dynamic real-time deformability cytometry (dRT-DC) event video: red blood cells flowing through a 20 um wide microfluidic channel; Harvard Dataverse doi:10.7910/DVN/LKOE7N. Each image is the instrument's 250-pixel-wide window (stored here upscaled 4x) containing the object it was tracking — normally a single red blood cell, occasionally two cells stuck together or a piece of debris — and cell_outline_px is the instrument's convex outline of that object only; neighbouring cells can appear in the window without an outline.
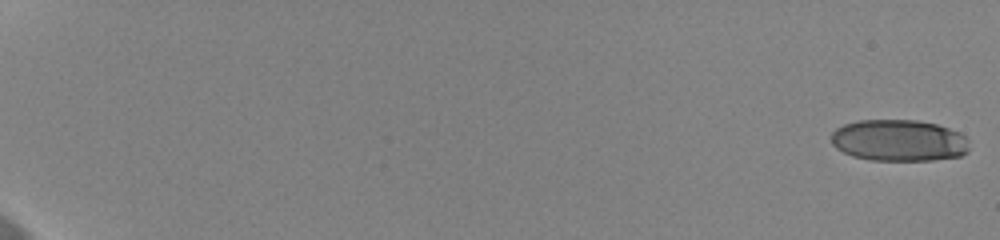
{"species": "human", "species_latin": "Homo sapiens", "temperature_condition": "cold", "stored_images_in_passage": 59, "camera_frame_rate_fps": 3000, "um_per_image_px": 0.085, "donor": {"sex": "female"}, "frame": {"image": 1, "passage_image": 1, "time_ms": 0.0, "image_size_px": [1000, 240], "cell_outline_px": [[968, 152], [960, 156], [932, 160], [872, 160], [852, 156], [836, 148], [832, 144], [832, 132], [836, 128], [844, 124], [860, 120], [916, 120], [936, 124], [948, 128], [964, 136], [968, 140]], "centroid_in_image_um": [76.39, 11.94], "position_along_channel_um": 8.6, "area_um2": 33.35}}
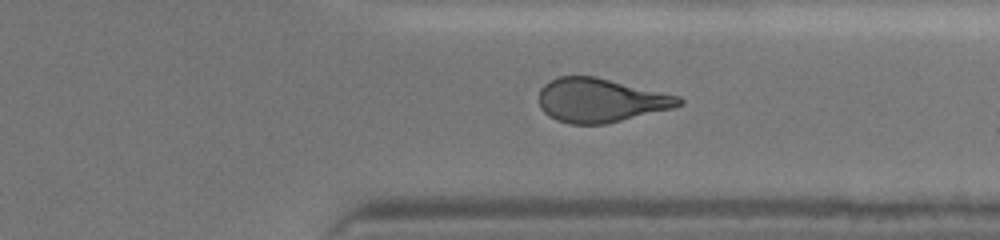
{"frame": {"image": 2, "passage_image": 48, "time_ms": 15.667, "image_size_px": [1000, 240], "cell_outline_px": [[684, 104], [672, 108], [604, 124], [568, 124], [556, 120], [548, 116], [540, 108], [540, 88], [544, 84], [560, 76], [596, 76], [680, 96], [684, 100]], "centroid_in_image_um": [51.04, 8.52], "position_along_channel_um": 360.4, "area_um2": 35.78}}
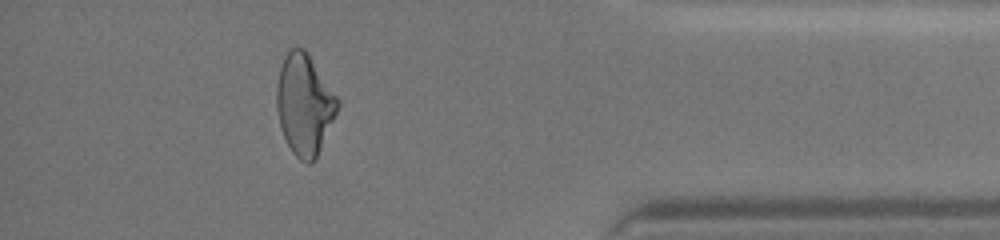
{"frame": {"image": 3, "passage_image": 54, "time_ms": 17.667, "image_size_px": [1000, 240], "cell_outline_px": [[340, 104], [316, 160], [312, 164], [308, 164], [300, 160], [292, 152], [284, 136], [280, 124], [276, 108], [276, 88], [280, 68], [288, 52], [292, 48], [304, 48], [308, 52], [336, 96]], "centroid_in_image_um": [25.87, 8.91], "position_along_channel_um": 409.3, "area_um2": 35.49}, "authors_computed_cell_mechanics": {"area_um2": 35.836, "velocity_mm_per_s": 3.6584, "shape_relaxation_time_tau1_ms": 5.539, "shape_relaxation_time_tau2_ms": 2.2629, "deformation_change_tau1": 0.1914, "deformation_change_tau2": 0.1193}}